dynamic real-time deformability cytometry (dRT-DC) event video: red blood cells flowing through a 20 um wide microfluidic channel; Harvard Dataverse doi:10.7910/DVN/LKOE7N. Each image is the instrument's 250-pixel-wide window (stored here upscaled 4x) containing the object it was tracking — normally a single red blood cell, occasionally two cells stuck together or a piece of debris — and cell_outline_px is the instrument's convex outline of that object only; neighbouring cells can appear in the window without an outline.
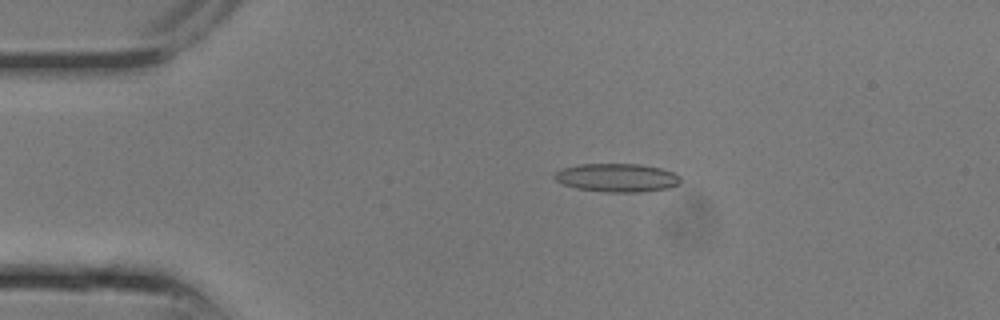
{"species": "common noctule bat (a hibernating species)", "species_latin": "Nyctalus noctula", "temperature_condition": "room temperature", "stored_images_in_passage": 16, "camera_frame_rate_fps": 3000, "um_per_image_px": 0.085, "animal": {"sex": "male", "body_mass_g": 13.3}, "frame": {"image": 1, "passage_image": 5, "time_ms": 1.333, "image_size_px": [1000, 320], "cell_outline_px": [[680, 184], [668, 188], [640, 192], [604, 192], [576, 188], [564, 184], [556, 180], [552, 176], [560, 168], [580, 164], [640, 164], [660, 168], [672, 172], [680, 176]], "centroid_in_image_um": [52.43, 15.1], "position_along_channel_um": 32.6, "area_um2": 20.92}}
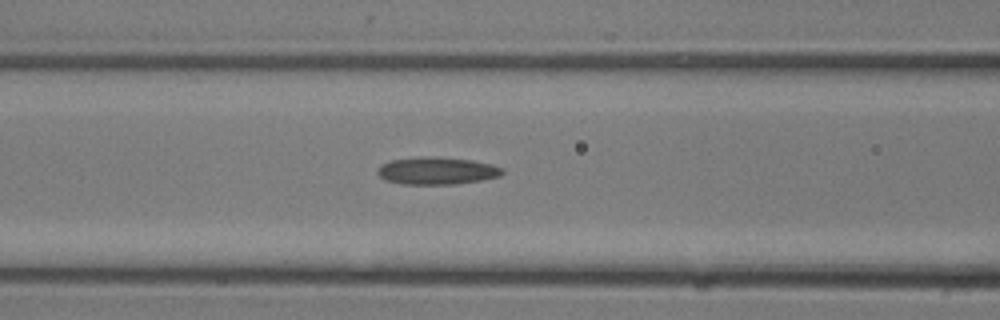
{"frame": {"image": 2, "passage_image": 10, "time_ms": 3.0, "image_size_px": [1000, 320], "cell_outline_px": [[504, 172], [500, 176], [480, 180], [452, 184], [404, 184], [388, 180], [380, 176], [376, 172], [384, 164], [392, 160], [428, 156], [436, 156], [472, 160], [492, 164], [504, 168]], "centroid_in_image_um": [37.2, 14.51], "position_along_channel_um": 129.4, "area_um2": 19.65}}
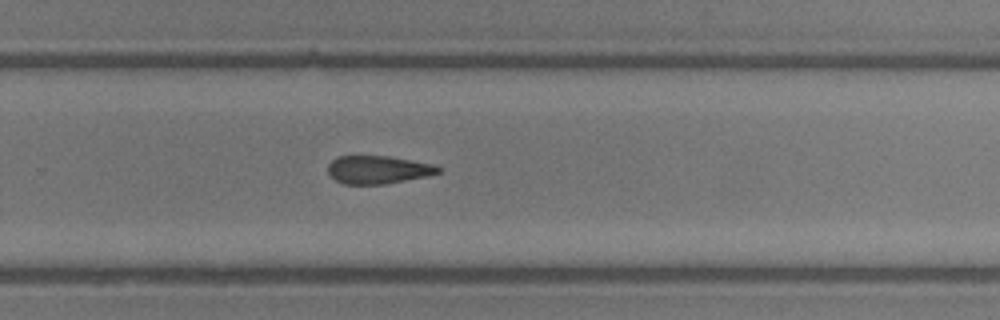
{"frame": {"image": 3, "passage_image": 16, "time_ms": 5.0, "image_size_px": [1000, 320], "cell_outline_px": [[444, 168], [440, 172], [428, 176], [384, 184], [344, 184], [336, 180], [328, 172], [328, 164], [336, 156], [388, 156], [432, 164]], "centroid_in_image_um": [32.14, 14.42], "position_along_channel_um": 297.7, "area_um2": 17.98}}